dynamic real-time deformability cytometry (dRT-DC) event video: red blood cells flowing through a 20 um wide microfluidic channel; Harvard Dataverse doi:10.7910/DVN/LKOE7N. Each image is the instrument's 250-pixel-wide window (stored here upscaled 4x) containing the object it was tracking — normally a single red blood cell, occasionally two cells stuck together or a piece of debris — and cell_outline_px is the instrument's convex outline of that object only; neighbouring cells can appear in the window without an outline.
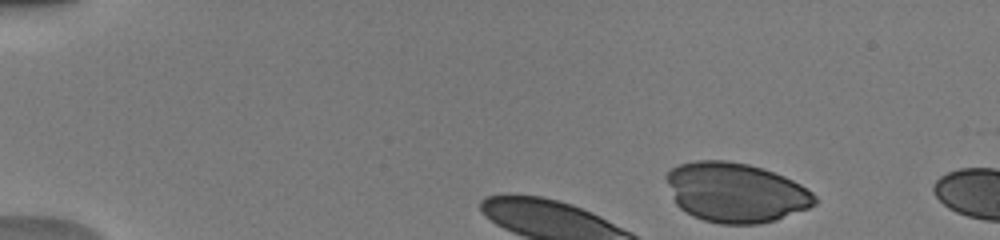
{"species": "human", "species_latin": "Homo sapiens", "temperature_condition": "warm", "stored_images_in_passage": 2, "camera_frame_rate_fps": 3000, "um_per_image_px": 0.085, "donor": {"sex": "male"}, "frame": {"image": 1, "passage_image": 1, "time_ms": 0.0, "image_size_px": [1000, 240], "cell_outline_px": [[816, 204], [808, 208], [776, 220], [760, 224], [720, 224], [704, 220], [692, 216], [680, 208], [676, 204], [664, 176], [672, 168], [680, 164], [696, 160], [728, 160], [748, 164], [784, 176], [800, 184], [812, 192], [816, 196]], "centroid_in_image_um": [62.52, 16.36], "position_along_channel_um": 22.5, "area_um2": 51.56}}